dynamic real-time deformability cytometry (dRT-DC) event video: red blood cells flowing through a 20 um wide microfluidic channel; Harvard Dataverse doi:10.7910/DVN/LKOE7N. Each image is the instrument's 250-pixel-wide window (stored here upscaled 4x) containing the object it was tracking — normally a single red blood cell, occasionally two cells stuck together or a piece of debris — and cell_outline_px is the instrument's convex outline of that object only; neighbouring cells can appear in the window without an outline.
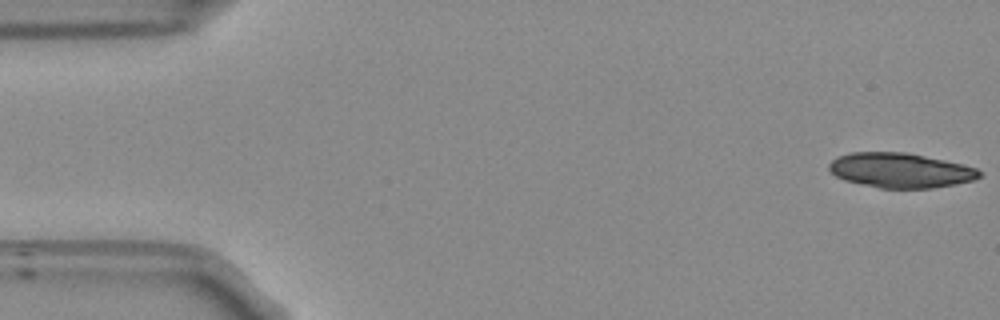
{"species": "Egyptian fruit bat (a non-hibernating species)", "species_latin": "Rousettus aegyptiacus", "temperature_condition": "room temperature", "stored_images_in_passage": 23, "camera_frame_rate_fps": 3000, "um_per_image_px": 0.085, "frame": {"image": 1, "passage_image": 1, "time_ms": 0.0, "image_size_px": [1000, 320], "cell_outline_px": [[980, 176], [972, 180], [956, 184], [932, 188], [880, 188], [844, 180], [836, 176], [828, 168], [828, 164], [836, 156], [852, 152], [904, 152], [964, 164], [976, 168], [980, 172]], "centroid_in_image_um": [76.5, 14.47], "position_along_channel_um": 8.5, "area_um2": 30.35}}
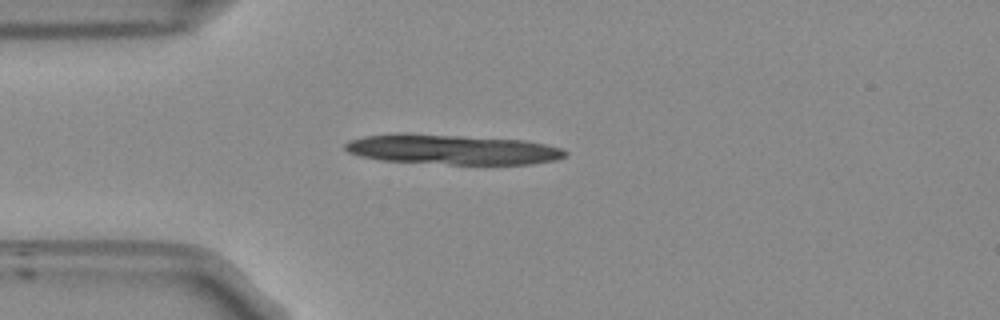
{"frame": {"image": 2, "passage_image": 13, "time_ms": 4.0, "image_size_px": [1000, 320], "cell_outline_px": [[568, 152], [564, 156], [556, 160], [532, 164], [448, 164], [380, 160], [360, 156], [348, 152], [344, 148], [344, 144], [348, 140], [364, 136], [396, 132], [524, 140], [544, 144], [560, 148]], "centroid_in_image_um": [38.37, 12.7], "position_along_channel_um": 46.6, "area_um2": 38.44}}